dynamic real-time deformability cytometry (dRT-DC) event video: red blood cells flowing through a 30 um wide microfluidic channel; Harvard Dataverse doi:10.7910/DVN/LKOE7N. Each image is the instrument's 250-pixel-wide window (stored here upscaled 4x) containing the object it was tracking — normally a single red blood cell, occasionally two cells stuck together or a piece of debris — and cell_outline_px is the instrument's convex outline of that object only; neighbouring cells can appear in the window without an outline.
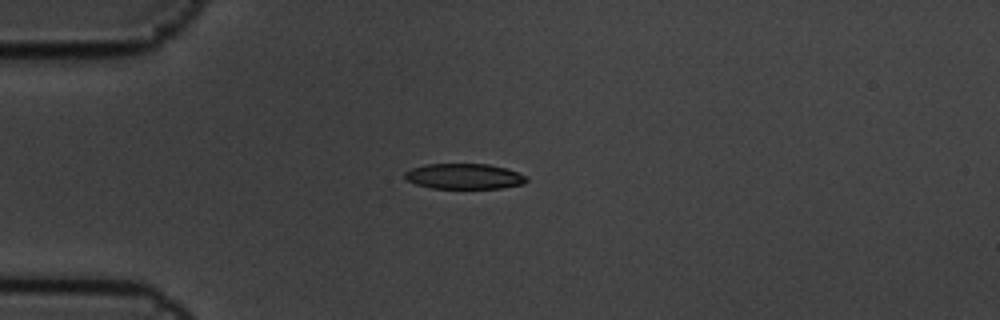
{"species": "common noctule bat (a hibernating species)", "species_latin": "Nyctalus noctula", "temperature_condition": "cold", "stored_images_in_passage": 12, "camera_frame_rate_fps": 3000, "um_per_image_px": 0.085, "animal": {"sex": "male", "body_mass_g": 19.5, "forearm_length_mm": 54.6}, "frame": {"image": 1, "passage_image": 1, "time_ms": 0.0, "image_size_px": [1000, 320], "cell_outline_px": [[528, 180], [524, 184], [500, 188], [432, 188], [416, 184], [408, 180], [404, 176], [404, 172], [412, 168], [424, 164], [488, 164], [504, 168], [528, 176]], "centroid_in_image_um": [39.46, 14.98], "position_along_channel_um": 45.5, "area_um2": 17.98}}
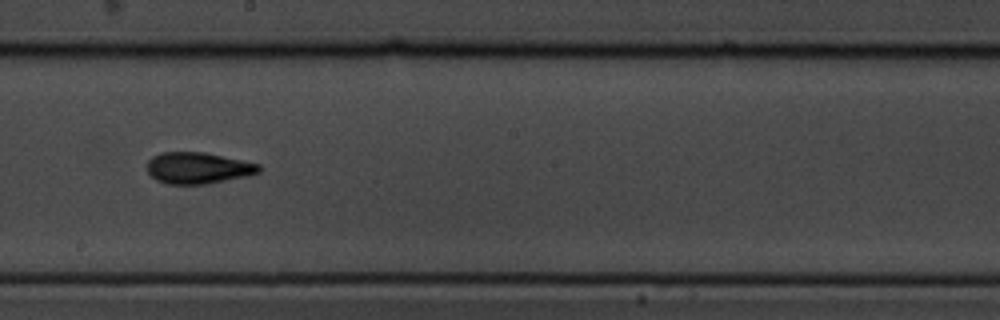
{"frame": {"image": 2, "passage_image": 6, "time_ms": 1.667, "image_size_px": [1000, 320], "cell_outline_px": [[260, 172], [248, 176], [204, 184], [168, 184], [156, 180], [148, 172], [148, 160], [152, 156], [160, 152], [204, 152], [260, 164]], "centroid_in_image_um": [16.82, 14.27], "position_along_channel_um": 231.4, "area_um2": 20.4}}
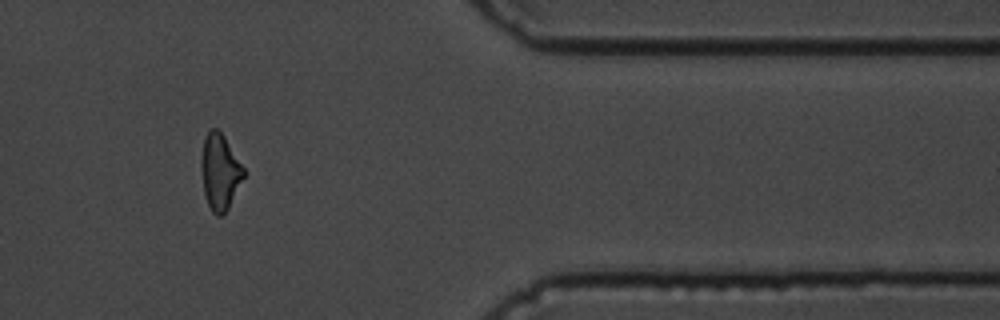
{"frame": {"image": 3, "passage_image": 10, "time_ms": 3.0, "image_size_px": [1000, 320], "cell_outline_px": [[248, 172], [224, 216], [216, 216], [212, 212], [208, 204], [204, 192], [200, 164], [200, 160], [204, 136], [212, 128], [216, 128], [224, 136]], "centroid_in_image_um": [18.72, 14.62], "position_along_channel_um": 392.7, "area_um2": 19.25}}